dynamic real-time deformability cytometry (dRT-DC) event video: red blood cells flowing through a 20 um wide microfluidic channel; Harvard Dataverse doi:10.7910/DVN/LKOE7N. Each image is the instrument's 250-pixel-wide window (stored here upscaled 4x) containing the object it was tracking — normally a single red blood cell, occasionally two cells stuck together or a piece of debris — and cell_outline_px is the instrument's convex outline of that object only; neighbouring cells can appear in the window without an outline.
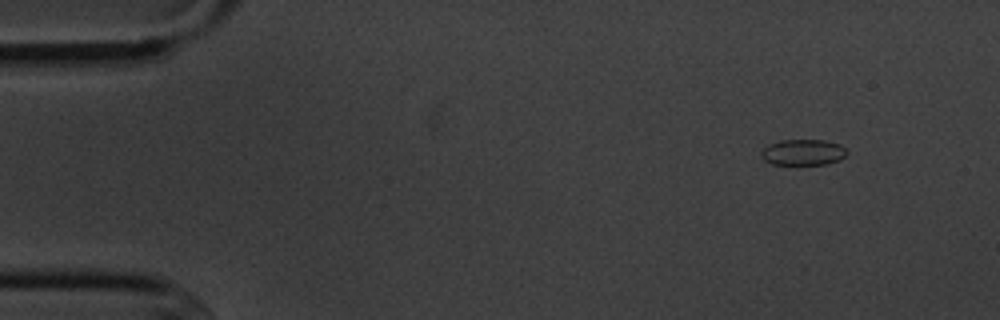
{"species": "common noctule bat (a hibernating species)", "species_latin": "Nyctalus noctula", "temperature_condition": "cold", "stored_images_in_passage": 4, "camera_frame_rate_fps": 3000, "um_per_image_px": 0.085, "animal": {"sex": "male", "body_mass_g": 20.1, "forearm_length_mm": 53.5}, "frame": {"image": 1, "passage_image": 1, "time_ms": 0.0, "image_size_px": [1000, 320], "cell_outline_px": [[848, 152], [840, 160], [828, 164], [772, 164], [764, 160], [760, 156], [760, 152], [768, 144], [780, 140], [824, 140], [840, 144]], "centroid_in_image_um": [68.25, 12.94], "position_along_channel_um": 16.8, "area_um2": 13.01}}
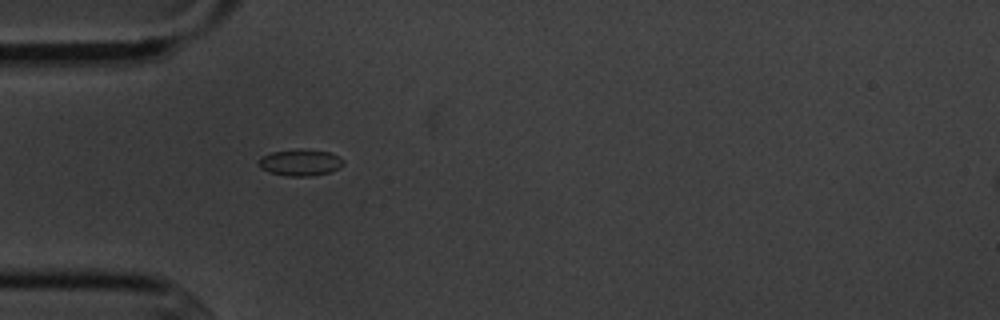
{"frame": {"image": 2, "passage_image": 4, "time_ms": 3.667, "image_size_px": [1000, 320], "cell_outline_px": [[344, 164], [340, 168], [328, 172], [312, 176], [288, 176], [268, 172], [260, 168], [256, 160], [260, 156], [272, 152], [296, 148], [300, 148], [328, 152], [340, 156], [344, 160]], "centroid_in_image_um": [25.49, 13.8], "position_along_channel_um": 59.5, "area_um2": 13.41}}